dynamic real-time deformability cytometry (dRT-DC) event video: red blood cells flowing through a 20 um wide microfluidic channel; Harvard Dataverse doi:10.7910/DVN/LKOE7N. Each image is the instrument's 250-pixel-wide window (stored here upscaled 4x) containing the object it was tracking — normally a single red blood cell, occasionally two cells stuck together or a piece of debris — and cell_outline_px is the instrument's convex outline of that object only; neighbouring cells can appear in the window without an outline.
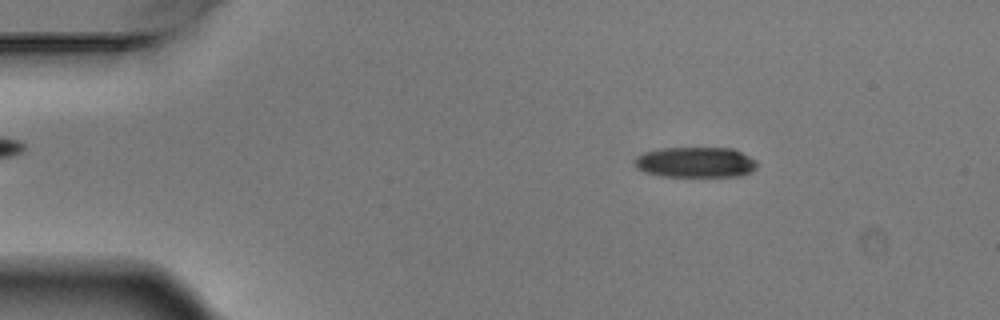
{"species": "Egyptian fruit bat (a non-hibernating species)", "species_latin": "Rousettus aegyptiacus", "temperature_condition": "warm", "stored_images_in_passage": 3, "camera_frame_rate_fps": 3000, "um_per_image_px": 0.085, "animal": {"sex": "male"}, "frame": {"image": 1, "passage_image": 2, "time_ms": 0.333, "image_size_px": [1000, 320], "cell_outline_px": [[756, 168], [752, 172], [740, 176], [660, 176], [644, 172], [636, 168], [632, 164], [632, 160], [636, 156], [644, 152], [660, 148], [732, 148], [756, 160]], "centroid_in_image_um": [59.06, 13.79], "position_along_channel_um": 25.9, "area_um2": 21.96}}